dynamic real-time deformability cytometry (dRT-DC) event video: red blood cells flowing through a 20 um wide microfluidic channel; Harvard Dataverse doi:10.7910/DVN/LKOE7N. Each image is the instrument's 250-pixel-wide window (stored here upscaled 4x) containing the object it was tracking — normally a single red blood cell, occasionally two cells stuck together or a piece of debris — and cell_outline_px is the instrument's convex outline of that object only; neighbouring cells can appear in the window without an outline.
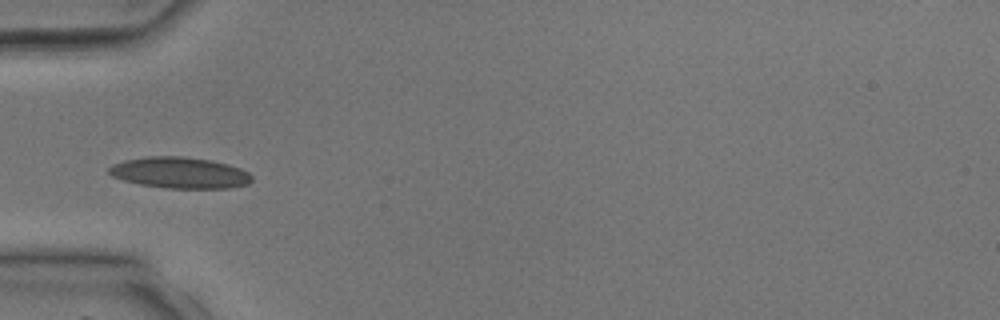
{"species": "common noctule bat (a hibernating species)", "species_latin": "Nyctalus noctula", "temperature_condition": "room temperature", "stored_images_in_passage": 26, "camera_frame_rate_fps": 3000, "um_per_image_px": 0.085, "animal": {"sex": "male", "body_mass_g": 17.9, "forearm_length_mm": 54.2}, "frame": {"image": 1, "passage_image": 12, "time_ms": 3.667, "image_size_px": [1000, 320], "cell_outline_px": [[252, 180], [248, 184], [228, 188], [168, 188], [140, 184], [124, 180], [112, 176], [108, 172], [108, 168], [112, 164], [124, 160], [144, 156], [184, 156], [212, 160], [228, 164], [240, 168], [248, 172], [252, 176]], "centroid_in_image_um": [15.28, 14.67], "position_along_channel_um": 69.7, "area_um2": 26.07}}